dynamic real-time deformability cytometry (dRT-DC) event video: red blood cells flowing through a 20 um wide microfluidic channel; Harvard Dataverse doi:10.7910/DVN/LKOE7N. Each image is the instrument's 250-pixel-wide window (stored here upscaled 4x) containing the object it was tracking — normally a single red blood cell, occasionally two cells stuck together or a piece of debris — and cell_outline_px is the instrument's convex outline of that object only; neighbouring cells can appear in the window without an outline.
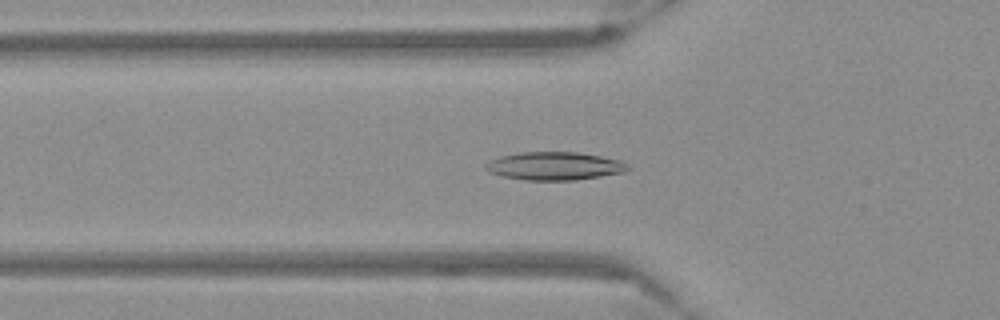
{"species": "Egyptian fruit bat (a non-hibernating species)", "species_latin": "Rousettus aegyptiacus", "temperature_condition": "warm", "stored_images_in_passage": 40, "camera_frame_rate_fps": 3000, "um_per_image_px": 0.085, "frame": {"image": 1, "passage_image": 5, "time_ms": 1.333, "image_size_px": [1000, 320], "cell_outline_px": [[632, 168], [624, 172], [576, 180], [524, 180], [504, 176], [488, 172], [484, 168], [484, 164], [488, 160], [500, 156], [520, 152], [576, 152], [624, 160]], "centroid_in_image_um": [47.14, 14.1], "position_along_channel_um": 78.7, "area_um2": 23.52}}
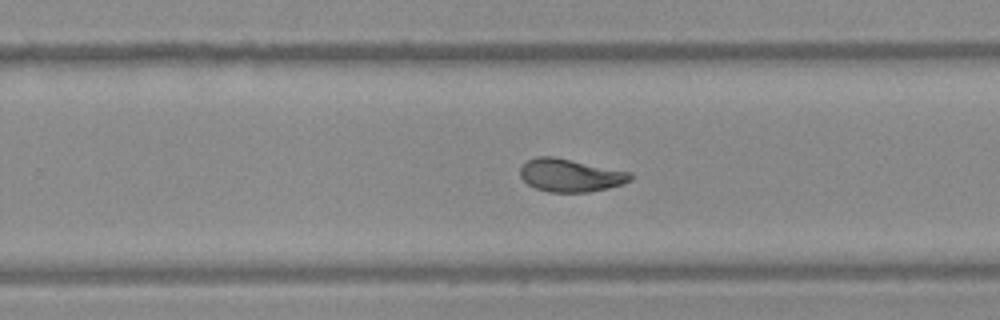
{"frame": {"image": 2, "passage_image": 21, "time_ms": 6.667, "image_size_px": [1000, 320], "cell_outline_px": [[632, 180], [624, 184], [608, 188], [588, 192], [548, 192], [536, 188], [528, 184], [520, 176], [520, 168], [528, 160], [536, 156], [552, 156], [632, 172]], "centroid_in_image_um": [48.5, 14.9], "position_along_channel_um": 281.3, "area_um2": 21.15}}
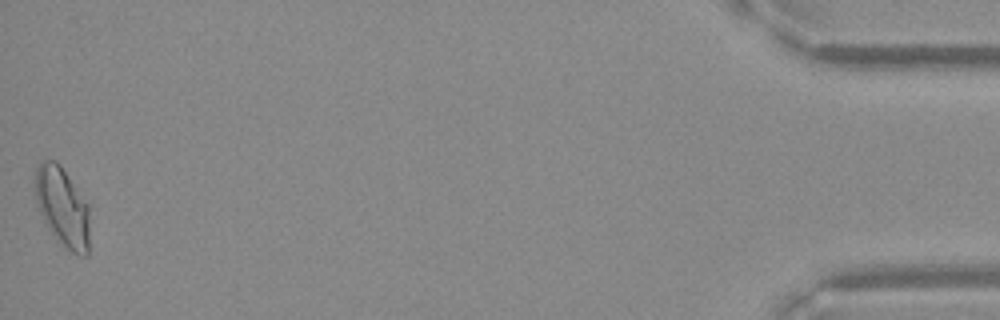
{"frame": {"image": 3, "passage_image": 40, "time_ms": 13.0, "image_size_px": [1000, 320], "cell_outline_px": [[88, 256], [76, 256], [60, 244], [56, 240], [36, 208], [36, 168], [44, 160], [56, 160], [60, 164], [88, 204]], "centroid_in_image_um": [5.3, 17.63], "position_along_channel_um": 429.9, "area_um2": 25.2}}